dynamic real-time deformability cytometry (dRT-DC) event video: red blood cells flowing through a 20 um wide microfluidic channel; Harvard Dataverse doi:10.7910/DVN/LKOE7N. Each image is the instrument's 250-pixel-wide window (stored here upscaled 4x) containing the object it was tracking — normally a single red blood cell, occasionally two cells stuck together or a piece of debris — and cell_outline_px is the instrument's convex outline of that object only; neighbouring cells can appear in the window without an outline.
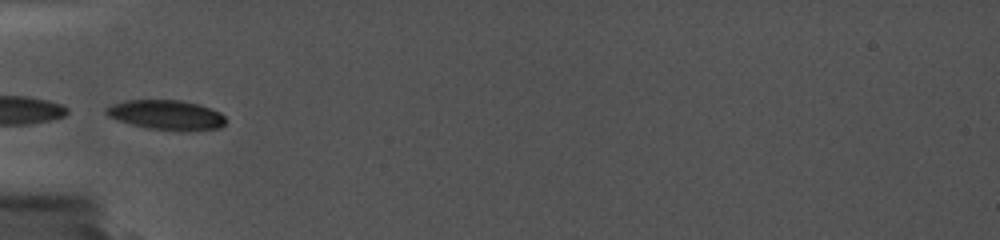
{"species": "common noctule bat (a hibernating species)", "species_latin": "Nyctalus noctula", "temperature_condition": "cold", "stored_images_in_passage": 31, "camera_frame_rate_fps": 5000, "um_per_image_px": 0.085, "animal": {"sex": "female", "body_mass_g": 19.0, "forearm_length_mm": 56.7}, "frame": {"image": 1, "passage_image": 1, "time_ms": 0.0, "image_size_px": [1000, 240], "cell_outline_px": [[228, 120], [220, 128], [180, 132], [148, 128], [132, 124], [108, 116], [104, 112], [104, 108], [112, 104], [128, 100], [180, 100], [200, 104], [212, 108], [220, 112]], "centroid_in_image_um": [14.19, 9.77], "position_along_channel_um": 70.8, "area_um2": 20.98}}